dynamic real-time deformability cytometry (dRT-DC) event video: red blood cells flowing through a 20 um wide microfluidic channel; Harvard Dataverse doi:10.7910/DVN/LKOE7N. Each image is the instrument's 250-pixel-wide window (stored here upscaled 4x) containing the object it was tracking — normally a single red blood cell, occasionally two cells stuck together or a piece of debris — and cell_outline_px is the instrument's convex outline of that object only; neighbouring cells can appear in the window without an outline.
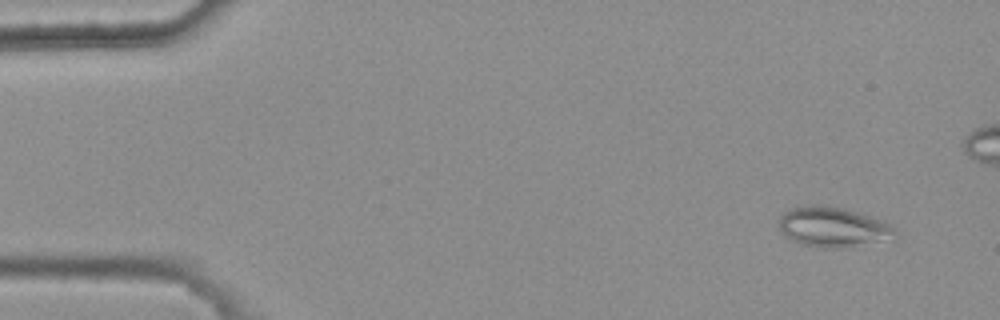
{"species": "common noctule bat (a hibernating species)", "species_latin": "Nyctalus noctula", "temperature_condition": "warm", "stored_images_in_passage": 6, "camera_frame_rate_fps": 3000, "um_per_image_px": 0.085, "animal": {"sex": "female", "body_mass_g": 25.1}, "frame": {"image": 1, "passage_image": 1, "time_ms": 0.0, "image_size_px": [1000, 320], "cell_outline_px": [[896, 240], [852, 244], [804, 244], [792, 240], [780, 228], [780, 216], [784, 212], [796, 204], [820, 204], [840, 208], [856, 212], [880, 220], [888, 224], [896, 232]], "centroid_in_image_um": [70.78, 19.21], "position_along_channel_um": 14.2, "area_um2": 25.72}}
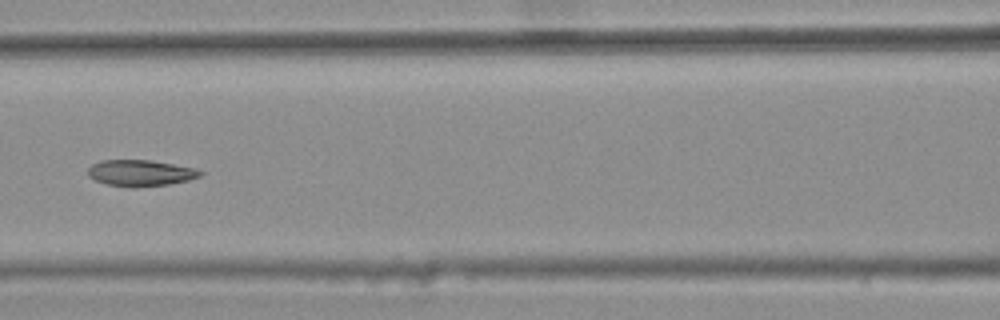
{"frame": {"image": 2, "passage_image": 6, "time_ms": 1.667, "image_size_px": [1000, 320], "cell_outline_px": [[204, 172], [200, 176], [188, 180], [168, 184], [136, 188], [128, 188], [108, 184], [96, 180], [88, 176], [88, 168], [92, 164], [100, 160], [152, 160], [196, 168]], "centroid_in_image_um": [11.94, 14.7], "position_along_channel_um": 154.7, "area_um2": 17.34}}